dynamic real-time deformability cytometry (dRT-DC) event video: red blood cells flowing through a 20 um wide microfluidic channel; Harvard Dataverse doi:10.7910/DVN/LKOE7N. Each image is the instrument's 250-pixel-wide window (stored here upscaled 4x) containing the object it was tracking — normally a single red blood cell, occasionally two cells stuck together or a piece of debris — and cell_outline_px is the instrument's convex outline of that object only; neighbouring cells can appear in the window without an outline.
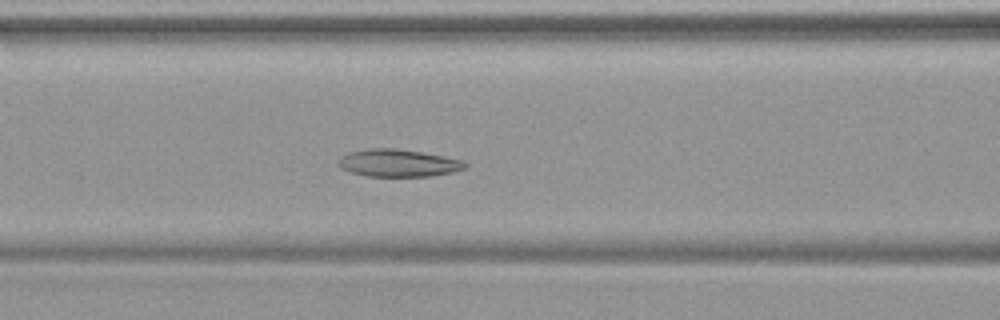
{"species": "common noctule bat (a hibernating species)", "species_latin": "Nyctalus noctula", "temperature_condition": "warm", "stored_images_in_passage": 49, "camera_frame_rate_fps": 3000, "um_per_image_px": 0.085, "animal": {"sex": "female", "body_mass_g": 19.9}, "frame": {"image": 1, "passage_image": 21, "time_ms": 6.667, "image_size_px": [1000, 320], "cell_outline_px": [[468, 164], [464, 168], [452, 172], [428, 176], [368, 176], [352, 172], [340, 168], [336, 164], [336, 160], [340, 156], [348, 152], [368, 148], [396, 148], [444, 156], [464, 160]], "centroid_in_image_um": [33.79, 13.84], "position_along_channel_um": 132.8, "area_um2": 20.35}}
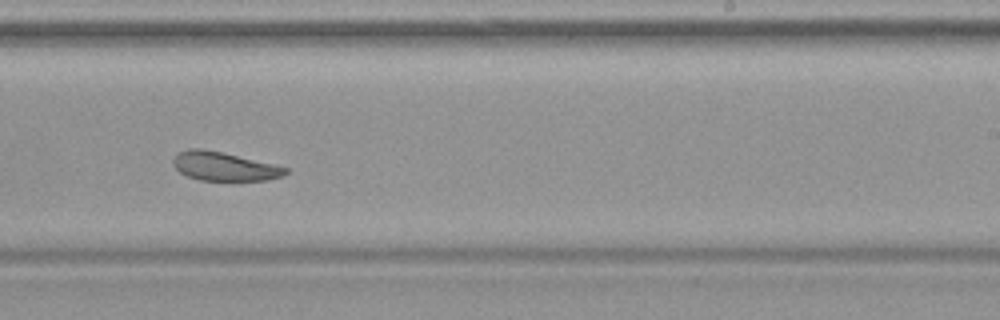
{"frame": {"image": 2, "passage_image": 31, "time_ms": 10.0, "image_size_px": [1000, 320], "cell_outline_px": [[288, 172], [280, 176], [268, 180], [200, 180], [188, 176], [180, 172], [172, 164], [172, 160], [180, 152], [188, 148], [204, 148], [272, 164], [288, 168]], "centroid_in_image_um": [19.02, 14.14], "position_along_channel_um": 270.0, "area_um2": 18.5}}
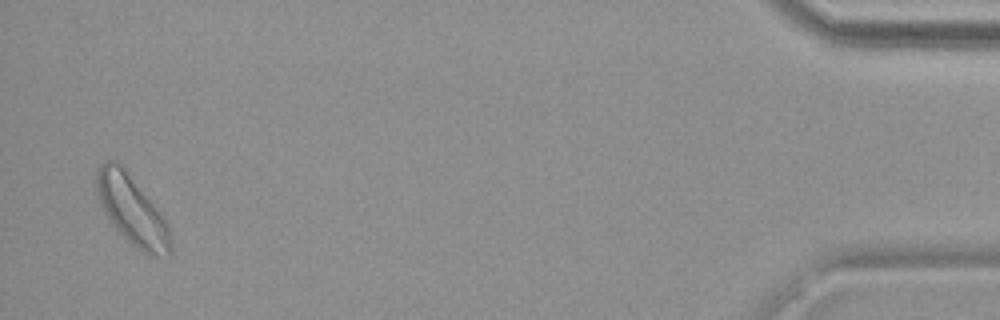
{"frame": {"image": 3, "passage_image": 48, "time_ms": 15.667, "image_size_px": [1000, 320], "cell_outline_px": [[172, 252], [168, 256], [148, 256], [136, 248], [116, 228], [104, 212], [100, 204], [96, 188], [96, 168], [104, 160], [116, 160], [120, 164], [160, 212], [168, 228], [172, 244]], "centroid_in_image_um": [11.2, 17.88], "position_along_channel_um": 424.0, "area_um2": 29.42}}